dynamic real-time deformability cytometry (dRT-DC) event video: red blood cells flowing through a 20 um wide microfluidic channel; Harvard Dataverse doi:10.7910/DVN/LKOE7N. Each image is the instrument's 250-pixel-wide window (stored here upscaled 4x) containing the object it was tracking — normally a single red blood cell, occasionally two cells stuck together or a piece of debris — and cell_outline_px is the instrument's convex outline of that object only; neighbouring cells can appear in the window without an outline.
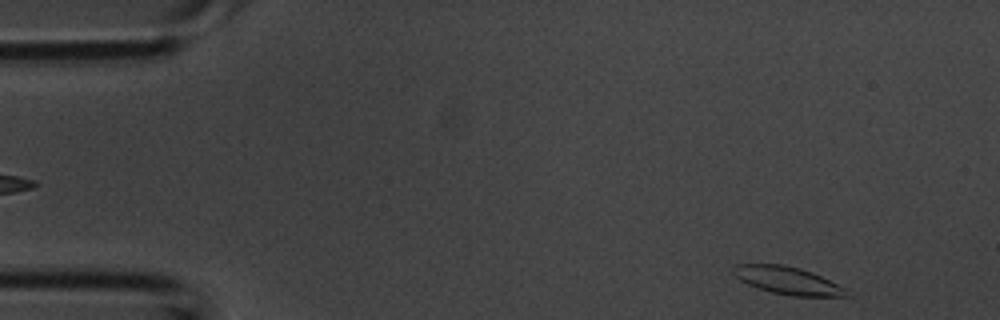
{"species": "common noctule bat (a hibernating species)", "species_latin": "Nyctalus noctula", "temperature_condition": "room temperature", "stored_images_in_passage": 39, "camera_frame_rate_fps": 3000, "um_per_image_px": 0.085, "animal": {"sex": "male", "body_mass_g": 20.1, "forearm_length_mm": 53.5}, "frame": {"image": 1, "passage_image": 1, "time_ms": 0.0, "image_size_px": [1000, 320], "cell_outline_px": [[848, 296], [792, 296], [772, 292], [748, 284], [740, 280], [732, 272], [732, 268], [736, 264], [780, 264], [800, 268], [812, 272], [848, 288]], "centroid_in_image_um": [66.97, 23.84], "position_along_channel_um": 18.0, "area_um2": 18.15}}
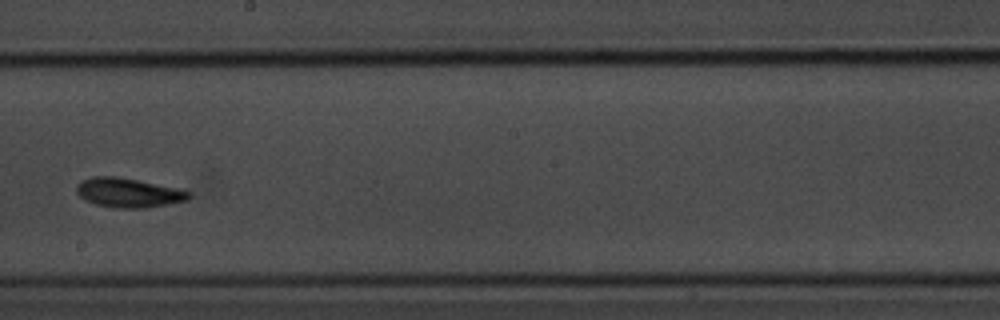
{"frame": {"image": 2, "passage_image": 21, "time_ms": 6.667, "image_size_px": [1000, 320], "cell_outline_px": [[192, 196], [188, 200], [168, 204], [144, 208], [112, 208], [96, 204], [84, 200], [76, 192], [76, 184], [92, 176], [116, 176], [176, 188], [188, 192]], "centroid_in_image_um": [10.87, 16.39], "position_along_channel_um": 237.3, "area_um2": 19.07}}
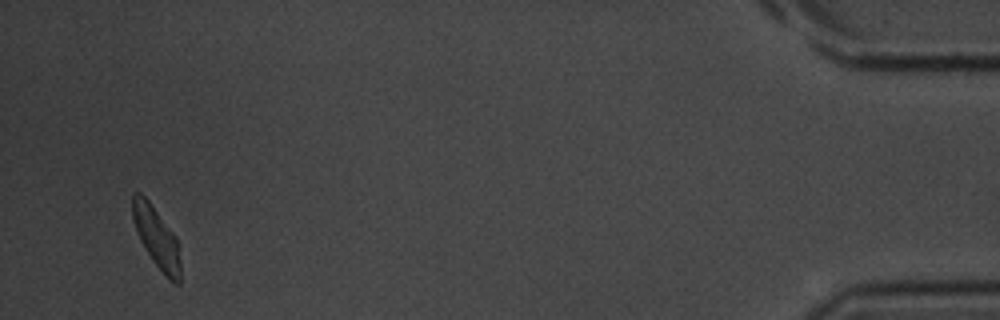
{"frame": {"image": 3, "passage_image": 38, "time_ms": 12.333, "image_size_px": [1000, 320], "cell_outline_px": [[180, 284], [176, 284], [168, 280], [152, 260], [144, 248], [140, 240], [132, 220], [132, 192], [140, 192], [148, 200], [176, 236], [180, 264]], "centroid_in_image_um": [13.29, 20.19], "position_along_channel_um": 421.9, "area_um2": 16.99}}